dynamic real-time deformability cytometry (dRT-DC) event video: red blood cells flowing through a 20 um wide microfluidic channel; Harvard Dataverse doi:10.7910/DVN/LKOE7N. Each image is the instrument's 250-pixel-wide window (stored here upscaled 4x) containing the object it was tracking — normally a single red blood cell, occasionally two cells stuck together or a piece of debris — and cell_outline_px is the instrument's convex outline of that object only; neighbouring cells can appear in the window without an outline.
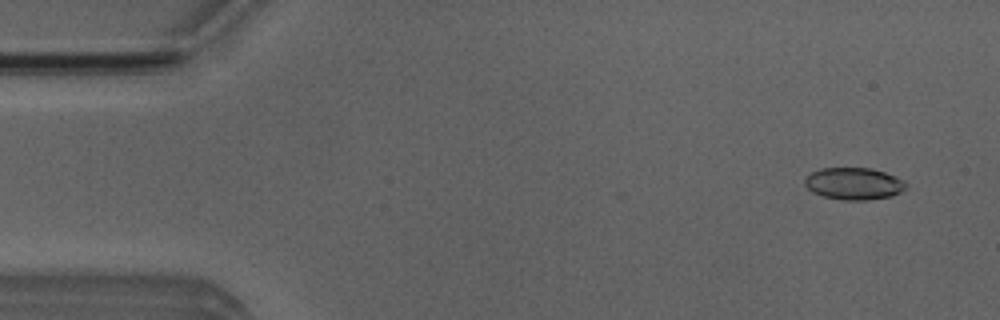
{"species": "Egyptian fruit bat (a non-hibernating species)", "species_latin": "Rousettus aegyptiacus", "temperature_condition": "room temperature", "stored_images_in_passage": 49, "camera_frame_rate_fps": 3000, "um_per_image_px": 0.085, "animal": {"sex": "male"}, "frame": {"image": 1, "passage_image": 1, "time_ms": 0.0, "image_size_px": [1000, 320], "cell_outline_px": [[908, 184], [900, 192], [892, 196], [868, 200], [844, 200], [824, 196], [812, 192], [804, 184], [804, 176], [820, 168], [872, 168], [884, 172], [904, 180]], "centroid_in_image_um": [72.56, 15.6], "position_along_channel_um": 12.4, "area_um2": 18.96}}
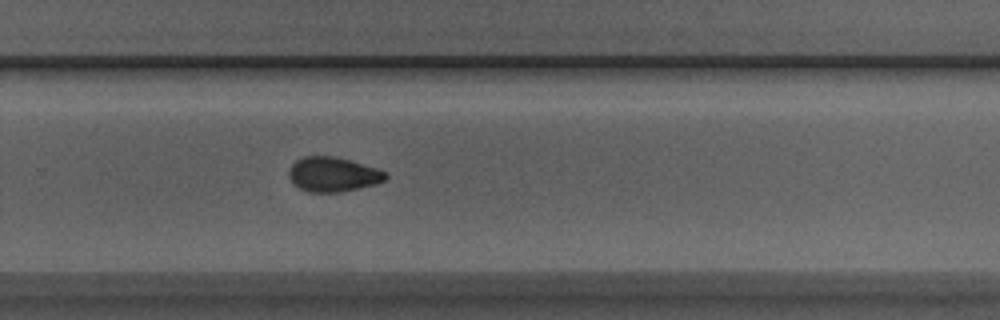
{"frame": {"image": 2, "passage_image": 31, "time_ms": 10.0, "image_size_px": [1000, 320], "cell_outline_px": [[388, 176], [384, 180], [376, 184], [340, 192], [308, 192], [292, 184], [288, 176], [288, 168], [296, 160], [304, 156], [336, 156], [376, 168], [384, 172]], "centroid_in_image_um": [28.25, 14.82], "position_along_channel_um": 301.6, "area_um2": 19.54}}
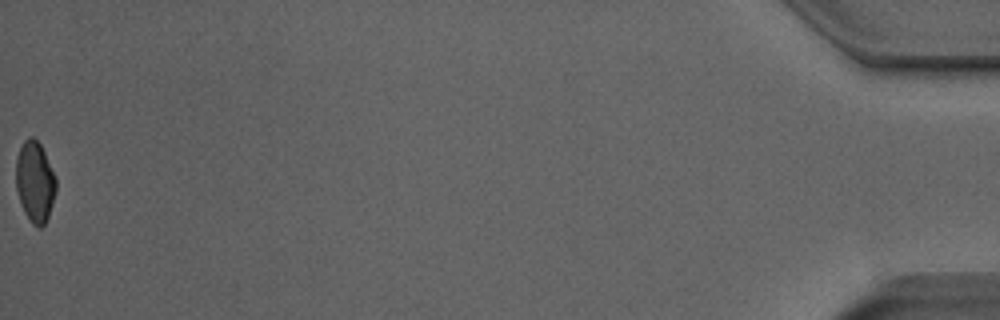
{"frame": {"image": 3, "passage_image": 49, "time_ms": 16.0, "image_size_px": [1000, 320], "cell_outline_px": [[56, 192], [48, 216], [44, 224], [40, 228], [32, 224], [24, 212], [20, 204], [16, 188], [16, 160], [20, 148], [24, 140], [28, 136], [32, 136], [40, 144], [56, 176]], "centroid_in_image_um": [2.97, 15.45], "position_along_channel_um": 432.2, "area_um2": 18.9}, "authors_computed_cell_mechanics": {"area_um2": 19.5364, "velocity_mm_per_s": 3.9979, "shape_relaxation_time_tau1_ms": 8.0817, "shape_relaxation_time_tau2_ms": 2.65, "deformation_change_tau1": 0.1499, "deformation_change_tau2": 0.0687}}